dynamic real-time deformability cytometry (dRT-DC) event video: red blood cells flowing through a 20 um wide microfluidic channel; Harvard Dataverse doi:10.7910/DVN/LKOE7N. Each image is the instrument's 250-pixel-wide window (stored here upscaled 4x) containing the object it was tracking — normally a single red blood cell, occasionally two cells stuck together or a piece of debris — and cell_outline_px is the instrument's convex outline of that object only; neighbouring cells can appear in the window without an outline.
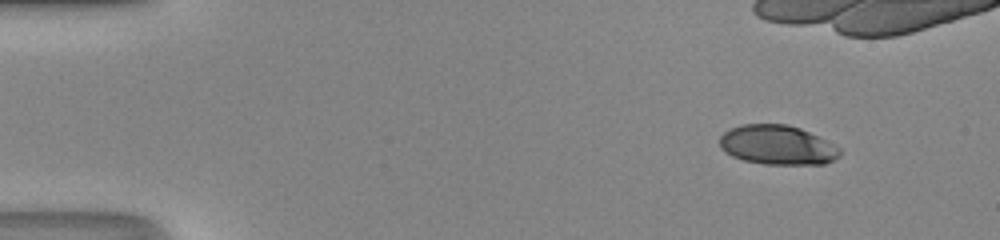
{"species": "human", "species_latin": "Homo sapiens", "temperature_condition": "room temperature", "stored_images_in_passage": 37, "camera_frame_rate_fps": 3000, "um_per_image_px": 0.085, "donor": {"sex": "male"}, "frame": {"image": 1, "passage_image": 1, "time_ms": 0.0, "image_size_px": [1000, 240], "cell_outline_px": [[840, 156], [824, 164], [764, 164], [744, 160], [732, 156], [724, 152], [720, 148], [720, 136], [724, 132], [740, 124], [784, 124], [800, 128], [840, 148]], "centroid_in_image_um": [66.04, 12.33], "position_along_channel_um": 19.0, "area_um2": 27.4}}
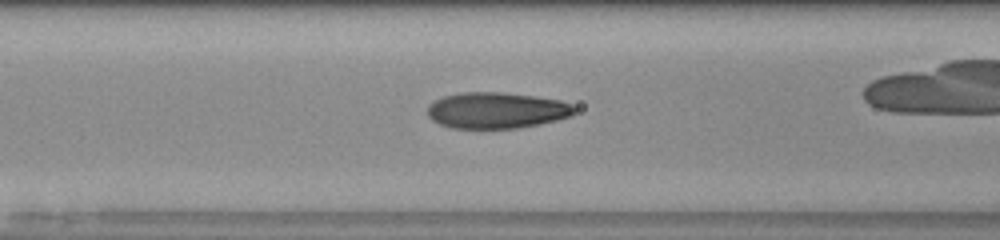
{"frame": {"image": 2, "passage_image": 17, "time_ms": 5.333, "image_size_px": [1000, 240], "cell_outline_px": [[576, 112], [572, 116], [540, 124], [516, 128], [452, 128], [440, 124], [432, 120], [428, 116], [428, 104], [444, 96], [464, 92], [500, 92], [532, 96], [560, 100], [572, 104], [576, 108]], "centroid_in_image_um": [42.22, 9.38], "position_along_channel_um": 124.4, "area_um2": 30.92}}